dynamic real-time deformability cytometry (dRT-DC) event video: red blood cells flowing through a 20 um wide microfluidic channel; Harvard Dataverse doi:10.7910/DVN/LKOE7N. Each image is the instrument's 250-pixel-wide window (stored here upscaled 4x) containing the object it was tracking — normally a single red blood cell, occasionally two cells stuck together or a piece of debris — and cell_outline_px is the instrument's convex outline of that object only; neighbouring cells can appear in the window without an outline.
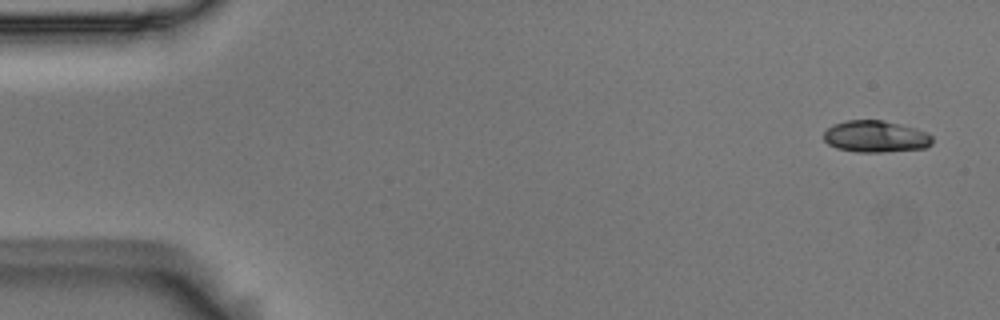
{"species": "Egyptian fruit bat (a non-hibernating species)", "species_latin": "Rousettus aegyptiacus", "temperature_condition": "room temperature", "stored_images_in_passage": 5, "camera_frame_rate_fps": 3000, "um_per_image_px": 0.085, "animal": {"sex": "male"}, "frame": {"image": 1, "passage_image": 1, "time_ms": 0.0, "image_size_px": [1000, 320], "cell_outline_px": [[932, 144], [924, 148], [880, 152], [856, 152], [836, 148], [828, 144], [824, 140], [824, 132], [832, 124], [848, 120], [884, 120], [916, 128], [928, 132], [932, 136]], "centroid_in_image_um": [74.43, 11.6], "position_along_channel_um": 10.6, "area_um2": 20.17}}
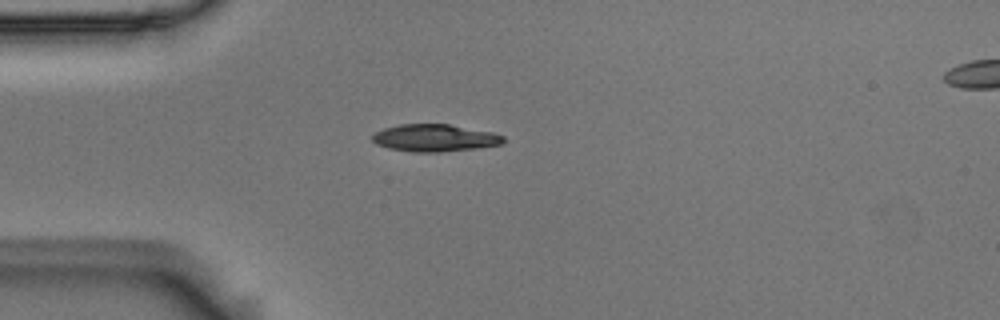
{"frame": {"image": 2, "passage_image": 4, "time_ms": 1.0, "image_size_px": [1000, 320], "cell_outline_px": [[504, 144], [476, 148], [436, 152], [416, 152], [388, 148], [376, 144], [372, 140], [372, 136], [376, 132], [384, 128], [400, 124], [448, 124], [492, 132], [504, 136]], "centroid_in_image_um": [36.95, 11.72], "position_along_channel_um": 48.0, "area_um2": 20.69}}